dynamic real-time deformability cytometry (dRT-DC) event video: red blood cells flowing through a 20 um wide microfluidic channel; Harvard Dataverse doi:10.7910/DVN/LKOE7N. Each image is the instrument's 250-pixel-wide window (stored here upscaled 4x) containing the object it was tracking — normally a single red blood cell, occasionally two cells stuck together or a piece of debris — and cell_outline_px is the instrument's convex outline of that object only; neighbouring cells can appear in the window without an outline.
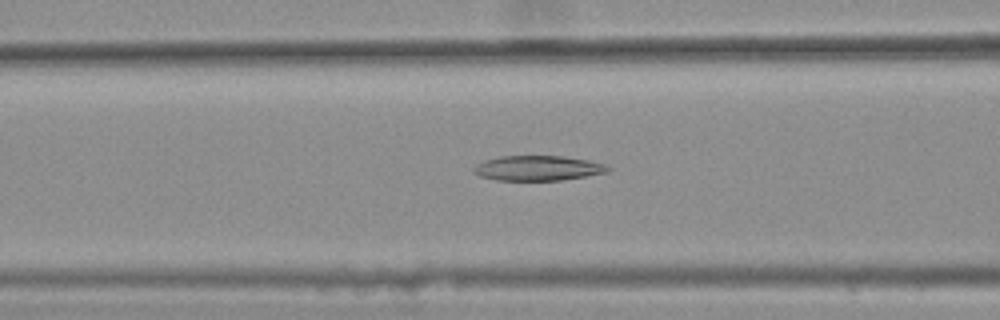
{"species": "common noctule bat (a hibernating species)", "species_latin": "Nyctalus noctula", "temperature_condition": "warm", "stored_images_in_passage": 48, "camera_frame_rate_fps": 3000, "um_per_image_px": 0.085, "animal": {"sex": "female", "body_mass_g": 25.1}, "frame": {"image": 1, "passage_image": 22, "time_ms": 7.0, "image_size_px": [1000, 320], "cell_outline_px": [[612, 168], [608, 172], [560, 180], [496, 180], [480, 176], [472, 172], [472, 168], [476, 164], [484, 160], [500, 156], [564, 156], [588, 160], [608, 164]], "centroid_in_image_um": [45.72, 14.28], "position_along_channel_um": 120.9, "area_um2": 19.65}}
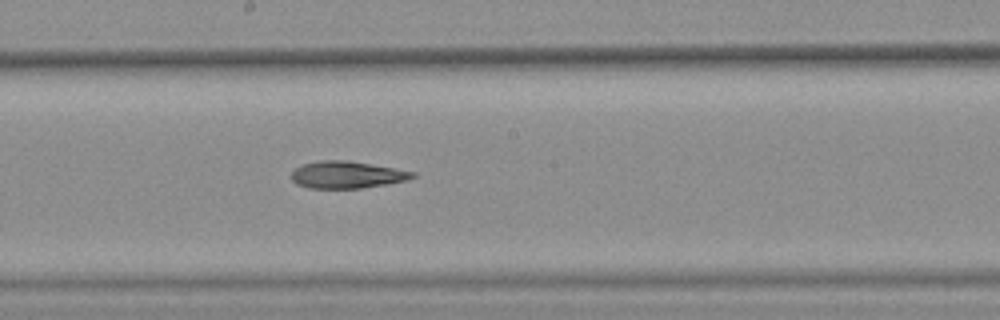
{"frame": {"image": 2, "passage_image": 30, "time_ms": 9.667, "image_size_px": [1000, 320], "cell_outline_px": [[416, 176], [404, 180], [384, 184], [360, 188], [308, 188], [296, 184], [292, 180], [292, 172], [296, 168], [304, 164], [320, 160], [344, 160], [416, 172]], "centroid_in_image_um": [29.43, 14.86], "position_along_channel_um": 218.8, "area_um2": 18.67}}
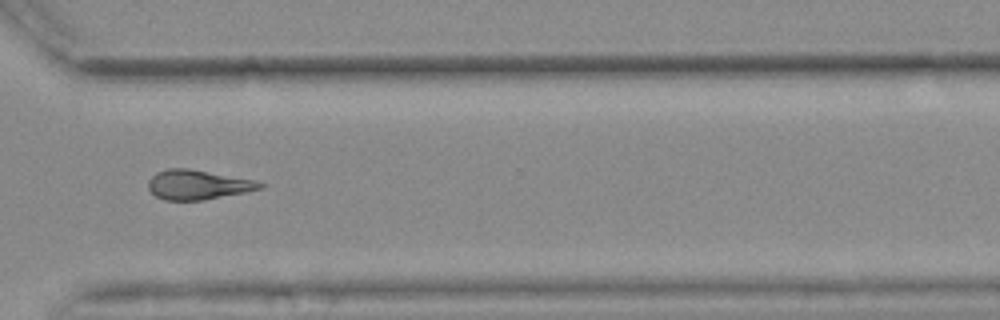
{"frame": {"image": 3, "passage_image": 41, "time_ms": 13.333, "image_size_px": [1000, 320], "cell_outline_px": [[264, 184], [260, 188], [244, 192], [204, 200], [164, 200], [156, 196], [148, 188], [148, 180], [156, 172], [168, 168], [188, 168], [252, 180]], "centroid_in_image_um": [16.73, 15.7], "position_along_channel_um": 353.9, "area_um2": 18.9}}